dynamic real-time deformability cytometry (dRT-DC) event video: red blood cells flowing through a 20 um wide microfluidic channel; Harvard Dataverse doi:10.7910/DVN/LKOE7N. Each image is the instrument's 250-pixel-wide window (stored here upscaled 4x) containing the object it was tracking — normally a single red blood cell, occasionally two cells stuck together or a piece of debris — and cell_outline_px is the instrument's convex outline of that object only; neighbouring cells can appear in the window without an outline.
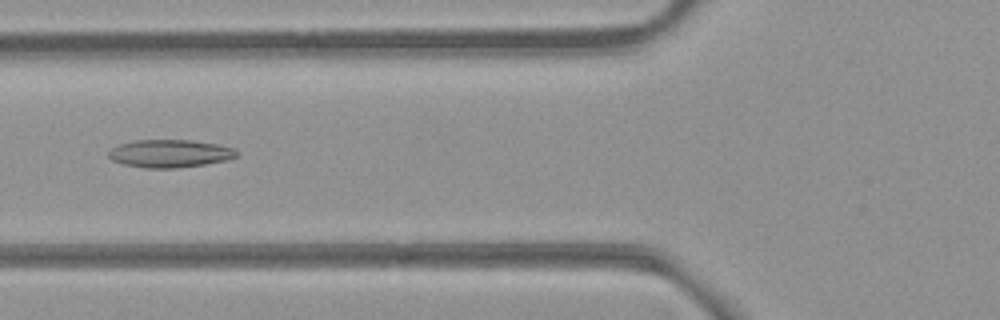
{"species": "common noctule bat (a hibernating species)", "species_latin": "Nyctalus noctula", "temperature_condition": "room temperature", "stored_images_in_passage": 50, "camera_frame_rate_fps": 3000, "um_per_image_px": 0.085, "animal": {"sex": "female", "body_mass_g": 21.9}, "frame": {"image": 1, "passage_image": 17, "time_ms": 5.333, "image_size_px": [1000, 320], "cell_outline_px": [[240, 156], [228, 160], [204, 164], [176, 168], [144, 168], [124, 164], [112, 160], [108, 156], [108, 152], [112, 148], [120, 144], [136, 140], [192, 140], [216, 144], [236, 148], [240, 152]], "centroid_in_image_um": [14.5, 13.05], "position_along_channel_um": 111.3, "area_um2": 20.92}}
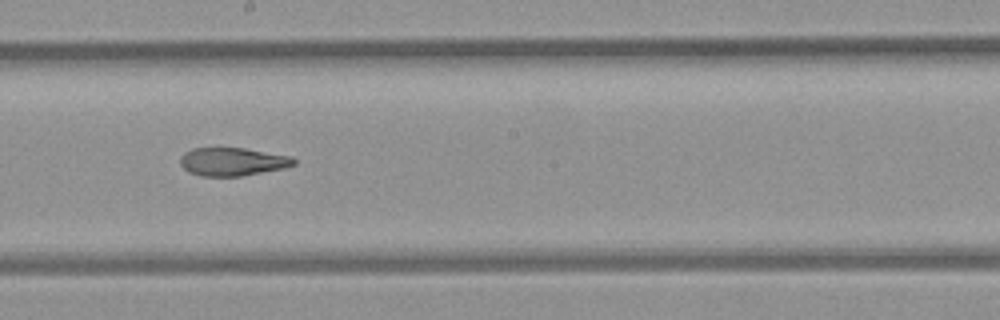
{"frame": {"image": 2, "passage_image": 26, "time_ms": 8.333, "image_size_px": [1000, 320], "cell_outline_px": [[296, 164], [284, 168], [240, 176], [200, 176], [188, 172], [180, 164], [180, 156], [184, 152], [192, 148], [244, 148], [292, 156], [296, 160]], "centroid_in_image_um": [19.75, 13.74], "position_along_channel_um": 228.4, "area_um2": 18.73}}
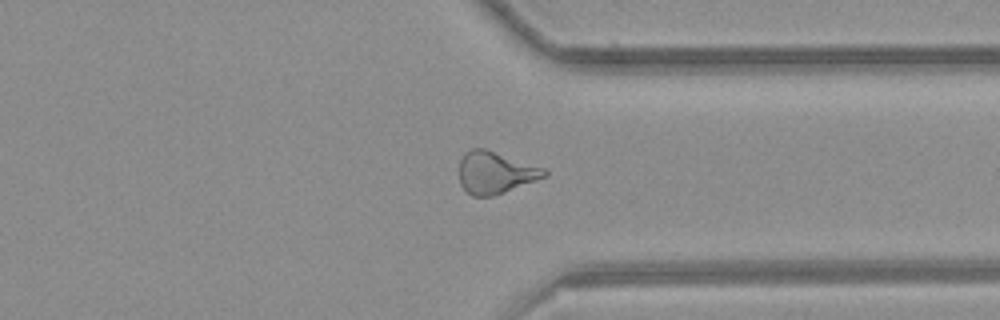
{"frame": {"image": 3, "passage_image": 37, "time_ms": 12.0, "image_size_px": [1000, 320], "cell_outline_px": [[548, 176], [504, 192], [492, 196], [472, 196], [460, 184], [460, 160], [464, 152], [472, 148], [484, 148], [544, 168], [548, 172]], "centroid_in_image_um": [42.1, 14.66], "position_along_channel_um": 369.3, "area_um2": 20.69}, "authors_computed_cell_mechanics": {"area_um2": 21.0103, "velocity_mm_per_s": 3.8868, "shape_relaxation_time_tau1_ms": null, "shape_relaxation_time_tau2_ms": 4.5347, "deformation_change_tau1": null, "deformation_change_tau2": 0.1427}}